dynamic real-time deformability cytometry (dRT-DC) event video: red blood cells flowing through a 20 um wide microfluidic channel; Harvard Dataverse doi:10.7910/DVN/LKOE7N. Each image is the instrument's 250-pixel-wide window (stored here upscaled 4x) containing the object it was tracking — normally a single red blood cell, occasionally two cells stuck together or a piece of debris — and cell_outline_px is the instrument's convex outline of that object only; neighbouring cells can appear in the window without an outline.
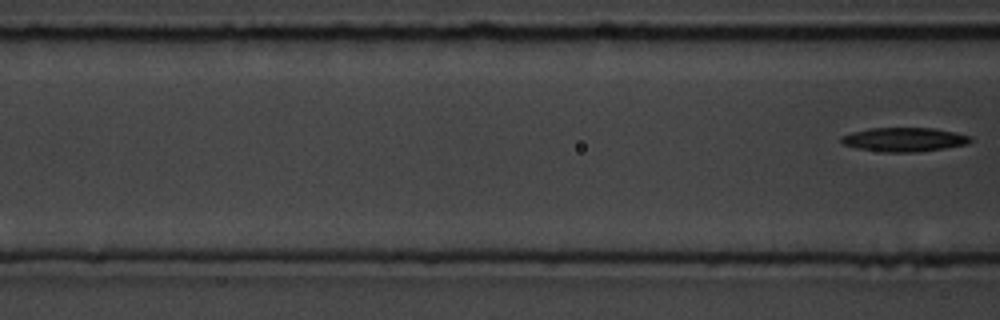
{"species": "common noctule bat (a hibernating species)", "species_latin": "Nyctalus noctula", "temperature_condition": "room temperature", "stored_images_in_passage": 7, "segment_of_instrument_passage": [2, 2], "camera_frame_rate_fps": 3000, "um_per_image_px": 0.085, "animal": {"sex": "male", "body_mass_g": 19.5, "forearm_length_mm": 54.6}, "frame": {"image": 1, "passage_image": 7, "time_ms": 8.667, "image_size_px": [1000, 320], "cell_outline_px": [[972, 140], [968, 144], [944, 148], [916, 152], [884, 152], [856, 148], [840, 144], [840, 136], [852, 132], [868, 128], [932, 128], [956, 132], [972, 136]], "centroid_in_image_um": [76.83, 11.86], "position_along_channel_um": 89.8, "area_um2": 18.26}}